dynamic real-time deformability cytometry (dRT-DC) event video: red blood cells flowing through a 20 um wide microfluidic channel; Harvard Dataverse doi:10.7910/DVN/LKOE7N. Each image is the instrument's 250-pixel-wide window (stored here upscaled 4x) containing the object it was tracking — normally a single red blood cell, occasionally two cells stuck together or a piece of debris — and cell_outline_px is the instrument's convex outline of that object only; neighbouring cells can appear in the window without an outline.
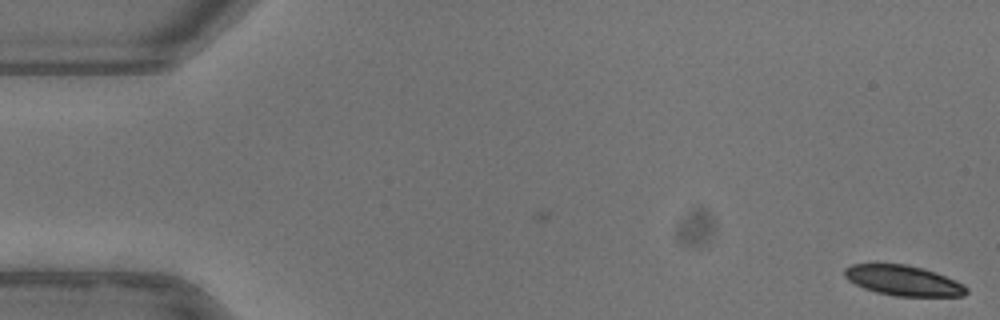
{"species": "common noctule bat (a hibernating species)", "species_latin": "Nyctalus noctula", "temperature_condition": "warm", "stored_images_in_passage": 2, "camera_frame_rate_fps": 3000, "um_per_image_px": 0.085, "animal": {"sex": "female"}, "frame": {"image": 1, "passage_image": 2, "time_ms": 0.333, "image_size_px": [1000, 320], "cell_outline_px": [[968, 292], [964, 296], [896, 296], [876, 292], [864, 288], [848, 280], [844, 276], [844, 268], [852, 264], [876, 260], [904, 264], [924, 268], [936, 272], [956, 280], [964, 284], [968, 288]], "centroid_in_image_um": [76.73, 23.79], "position_along_channel_um": 8.3, "area_um2": 22.31}}